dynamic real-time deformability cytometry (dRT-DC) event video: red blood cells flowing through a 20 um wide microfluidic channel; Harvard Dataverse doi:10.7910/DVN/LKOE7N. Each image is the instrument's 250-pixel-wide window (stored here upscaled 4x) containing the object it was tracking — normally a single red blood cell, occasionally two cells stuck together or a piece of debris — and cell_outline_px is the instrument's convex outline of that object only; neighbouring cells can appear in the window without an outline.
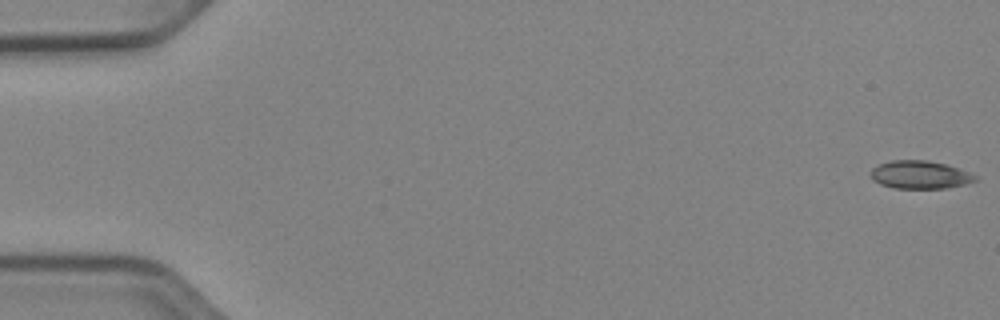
{"species": "Egyptian fruit bat (a non-hibernating species)", "species_latin": "Rousettus aegyptiacus", "temperature_condition": "cold", "stored_images_in_passage": 7, "camera_frame_rate_fps": 3000, "um_per_image_px": 0.085, "animal": {"sex": "female"}, "frame": {"image": 1, "passage_image": 1, "time_ms": 0.0, "image_size_px": [1000, 320], "cell_outline_px": [[980, 176], [976, 180], [964, 184], [948, 188], [892, 188], [880, 184], [872, 180], [868, 176], [868, 172], [872, 168], [880, 164], [892, 160], [928, 160], [960, 168]], "centroid_in_image_um": [78.18, 14.85], "position_along_channel_um": 6.8, "area_um2": 17.34}}